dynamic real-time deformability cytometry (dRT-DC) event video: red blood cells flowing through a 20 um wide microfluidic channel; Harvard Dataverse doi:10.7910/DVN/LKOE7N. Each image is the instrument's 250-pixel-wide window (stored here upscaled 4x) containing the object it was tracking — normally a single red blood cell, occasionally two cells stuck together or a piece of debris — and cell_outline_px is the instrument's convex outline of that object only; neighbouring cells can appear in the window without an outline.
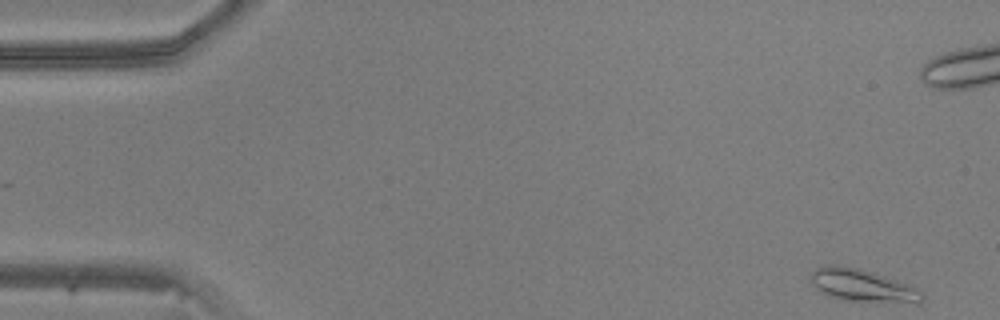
{"species": "common noctule bat (a hibernating species)", "species_latin": "Nyctalus noctula", "temperature_condition": "warm", "stored_images_in_passage": 48, "camera_frame_rate_fps": 3000, "um_per_image_px": 0.085, "animal": {"sex": "male", "body_mass_g": 20.5, "forearm_length_mm": 52.5}, "frame": {"image": 1, "passage_image": 1, "time_ms": 0.0, "image_size_px": [1000, 320], "cell_outline_px": [[924, 296], [920, 304], [916, 304], [840, 300], [828, 296], [820, 292], [808, 280], [812, 272], [816, 268], [828, 264], [832, 264], [860, 268], [908, 284], [924, 292]], "centroid_in_image_um": [73.31, 24.29], "position_along_channel_um": 11.7, "area_um2": 21.62}}
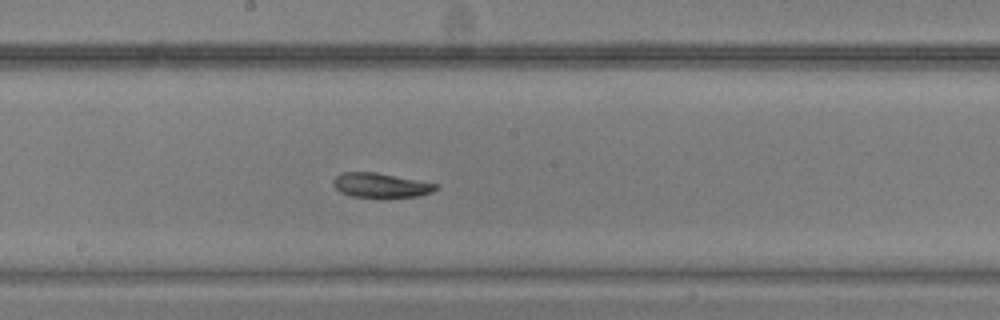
{"frame": {"image": 2, "passage_image": 25, "time_ms": 8.0, "image_size_px": [1000, 320], "cell_outline_px": [[440, 188], [432, 192], [416, 196], [380, 200], [352, 196], [340, 192], [332, 184], [332, 180], [340, 172], [376, 172], [440, 184]], "centroid_in_image_um": [32.38, 15.78], "position_along_channel_um": 215.8, "area_um2": 15.43}}
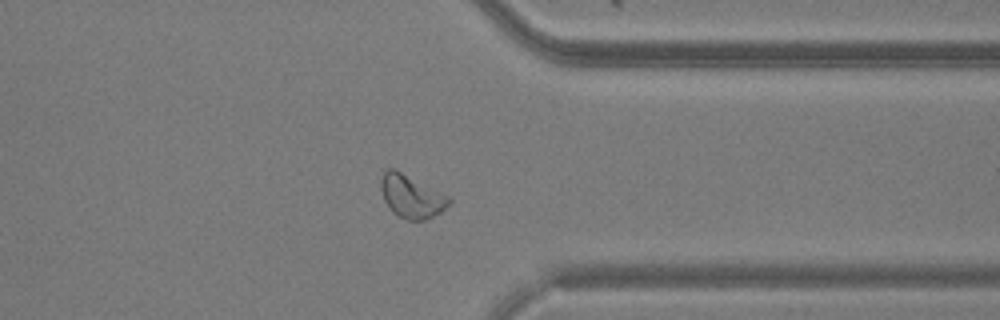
{"frame": {"image": 3, "passage_image": 37, "time_ms": 12.0, "image_size_px": [1000, 320], "cell_outline_px": [[452, 200], [440, 212], [424, 220], [408, 220], [392, 212], [384, 200], [380, 188], [380, 180], [384, 172], [388, 168], [396, 168], [452, 196]], "centroid_in_image_um": [34.98, 16.65], "position_along_channel_um": 376.4, "area_um2": 17.4}}